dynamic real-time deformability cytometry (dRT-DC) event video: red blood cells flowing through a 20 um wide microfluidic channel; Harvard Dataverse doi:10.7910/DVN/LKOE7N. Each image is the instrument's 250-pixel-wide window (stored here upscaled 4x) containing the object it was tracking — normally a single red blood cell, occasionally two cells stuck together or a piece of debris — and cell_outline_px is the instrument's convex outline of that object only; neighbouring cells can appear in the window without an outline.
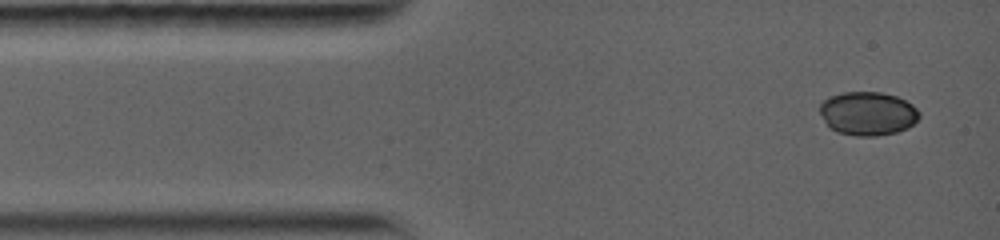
{"species": "common noctule bat (a hibernating species)", "species_latin": "Nyctalus noctula", "temperature_condition": "warm", "stored_images_in_passage": 4, "camera_frame_rate_fps": 5000, "um_per_image_px": 0.085, "animal": {"sex": "female", "body_mass_g": 19.0, "forearm_length_mm": 56.7}, "frame": {"image": 1, "passage_image": 1, "time_ms": 0.0, "image_size_px": [1000, 240], "cell_outline_px": [[920, 116], [908, 128], [896, 132], [876, 136], [856, 136], [836, 132], [824, 120], [820, 112], [820, 104], [828, 96], [844, 92], [880, 92], [896, 96], [912, 104], [920, 112]], "centroid_in_image_um": [73.76, 9.64], "position_along_channel_um": 11.2, "area_um2": 25.26}}
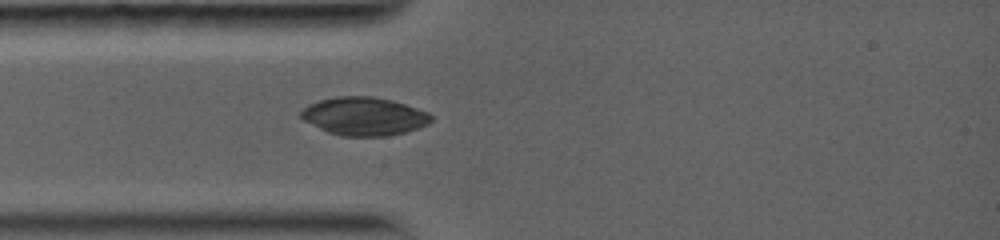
{"frame": {"image": 2, "passage_image": 4, "time_ms": 2.6, "image_size_px": [1000, 240], "cell_outline_px": [[432, 120], [428, 124], [404, 132], [384, 136], [344, 136], [328, 132], [304, 120], [300, 116], [300, 112], [308, 104], [320, 100], [336, 96], [372, 96], [392, 100], [428, 112], [432, 116]], "centroid_in_image_um": [30.94, 9.87], "position_along_channel_um": 54.1, "area_um2": 28.73}}